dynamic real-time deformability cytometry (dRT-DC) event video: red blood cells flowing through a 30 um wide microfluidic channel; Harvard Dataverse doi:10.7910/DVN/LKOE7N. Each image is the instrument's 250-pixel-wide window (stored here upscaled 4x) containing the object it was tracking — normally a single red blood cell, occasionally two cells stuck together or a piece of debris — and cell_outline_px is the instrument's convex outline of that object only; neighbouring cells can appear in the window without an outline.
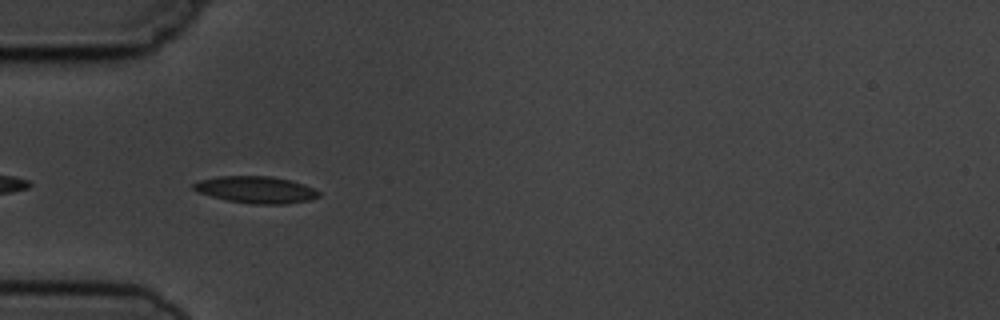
{"species": "common noctule bat (a hibernating species)", "species_latin": "Nyctalus noctula", "temperature_condition": "cold", "stored_images_in_passage": 10, "camera_frame_rate_fps": 3000, "um_per_image_px": 0.085, "animal": {"sex": "male", "body_mass_g": 19.5, "forearm_length_mm": 54.6}, "frame": {"image": 1, "passage_image": 4, "time_ms": 3.333, "image_size_px": [1000, 320], "cell_outline_px": [[320, 196], [308, 200], [288, 204], [252, 204], [228, 200], [196, 192], [192, 188], [192, 184], [200, 180], [216, 176], [272, 176], [292, 180], [304, 184], [320, 192]], "centroid_in_image_um": [21.75, 16.12], "position_along_channel_um": 63.2, "area_um2": 19.71}}
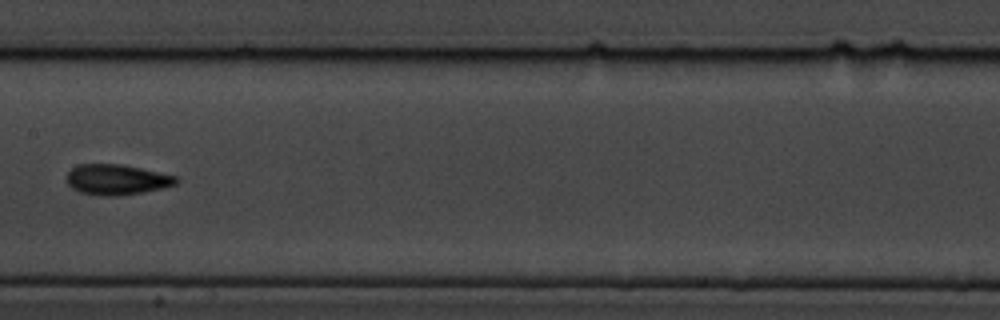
{"frame": {"image": 2, "passage_image": 7, "time_ms": 7.0, "image_size_px": [1000, 320], "cell_outline_px": [[180, 180], [176, 184], [144, 192], [120, 196], [104, 196], [80, 192], [72, 188], [68, 184], [68, 172], [76, 164], [120, 164], [140, 168], [176, 176]], "centroid_in_image_um": [9.92, 15.27], "position_along_channel_um": 197.5, "area_um2": 19.31}}
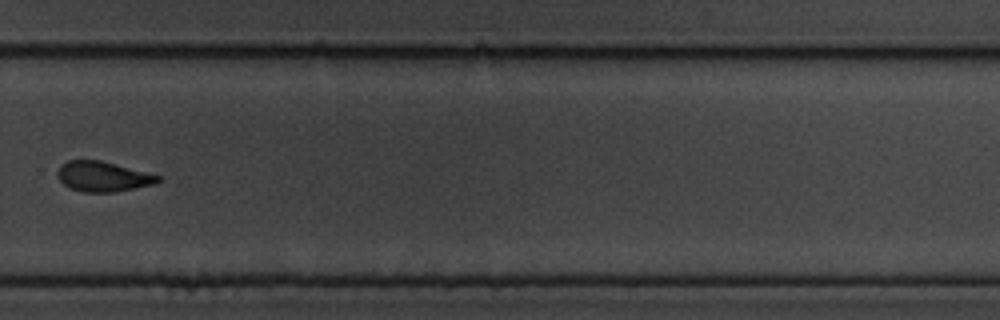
{"frame": {"image": 3, "passage_image": 10, "time_ms": 10.333, "image_size_px": [1000, 320], "cell_outline_px": [[160, 180], [156, 184], [116, 192], [84, 192], [68, 188], [60, 180], [56, 172], [60, 164], [68, 160], [100, 160], [160, 176]], "centroid_in_image_um": [8.71, 15.01], "position_along_channel_um": 321.1, "area_um2": 17.63}}